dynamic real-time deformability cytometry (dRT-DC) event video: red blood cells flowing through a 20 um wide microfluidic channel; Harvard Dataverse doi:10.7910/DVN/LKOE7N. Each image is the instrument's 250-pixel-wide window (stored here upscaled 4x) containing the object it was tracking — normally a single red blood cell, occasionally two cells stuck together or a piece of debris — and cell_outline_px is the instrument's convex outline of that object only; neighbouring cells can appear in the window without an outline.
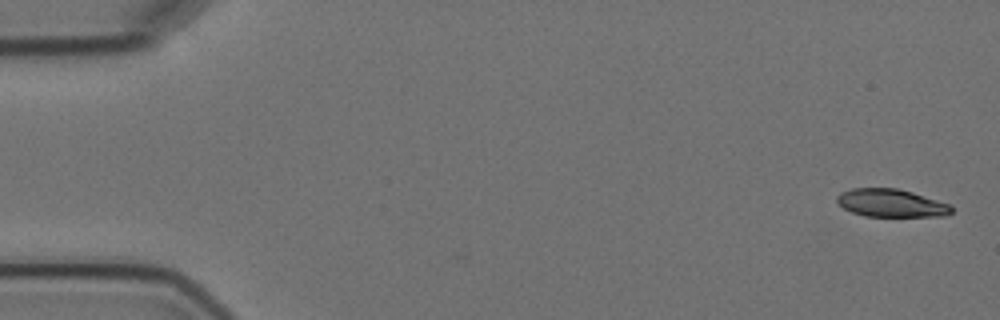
{"species": "Egyptian fruit bat (a non-hibernating species)", "species_latin": "Rousettus aegyptiacus", "temperature_condition": "cold", "stored_images_in_passage": 5, "camera_frame_rate_fps": 3000, "um_per_image_px": 0.085, "animal": {"sex": "female"}, "frame": {"image": 1, "passage_image": 1, "time_ms": 0.0, "image_size_px": [1000, 320], "cell_outline_px": [[952, 212], [944, 216], [864, 216], [852, 212], [836, 204], [836, 196], [840, 192], [852, 188], [896, 188], [912, 192], [948, 204], [952, 208]], "centroid_in_image_um": [75.67, 17.26], "position_along_channel_um": 9.3, "area_um2": 18.55}}